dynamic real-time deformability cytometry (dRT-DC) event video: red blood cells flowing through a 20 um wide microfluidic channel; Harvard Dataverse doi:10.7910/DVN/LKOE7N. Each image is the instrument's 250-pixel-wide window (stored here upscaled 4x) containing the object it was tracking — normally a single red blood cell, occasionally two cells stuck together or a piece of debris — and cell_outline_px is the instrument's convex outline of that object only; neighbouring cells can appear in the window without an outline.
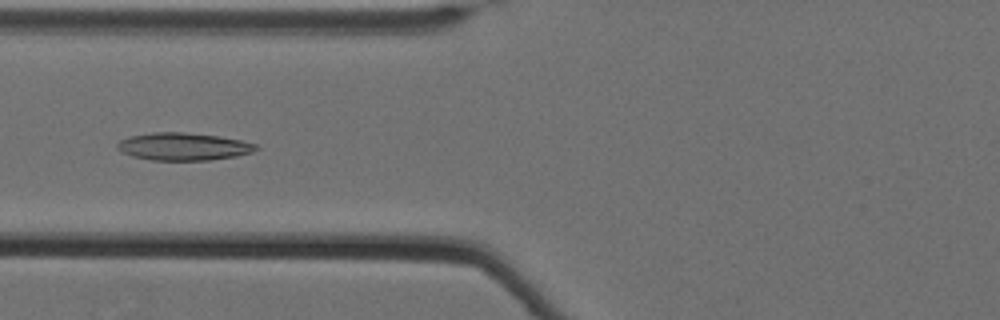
{"species": "Egyptian fruit bat (a non-hibernating species)", "species_latin": "Rousettus aegyptiacus", "temperature_condition": "cold", "stored_images_in_passage": 61, "camera_frame_rate_fps": 3000, "um_per_image_px": 0.085, "animal": {"sex": "female"}, "frame": {"image": 1, "passage_image": 28, "time_ms": 9.0, "image_size_px": [1000, 320], "cell_outline_px": [[260, 148], [252, 152], [236, 156], [208, 160], [152, 160], [132, 156], [120, 152], [116, 148], [116, 144], [120, 140], [128, 136], [152, 132], [184, 132], [216, 136], [240, 140], [256, 144]], "centroid_in_image_um": [15.54, 12.45], "position_along_channel_um": 110.3, "area_um2": 22.31}}
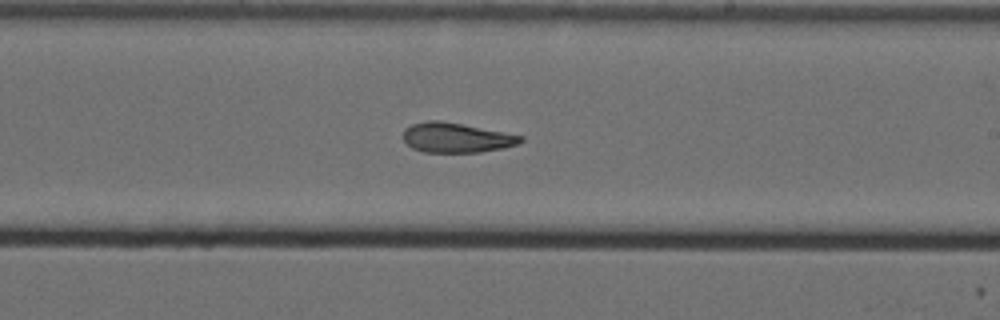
{"frame": {"image": 2, "passage_image": 40, "time_ms": 13.0, "image_size_px": [1000, 320], "cell_outline_px": [[524, 140], [520, 144], [480, 152], [424, 152], [412, 148], [404, 140], [404, 128], [412, 124], [428, 120], [440, 120], [524, 136]], "centroid_in_image_um": [38.78, 11.7], "position_along_channel_um": 250.2, "area_um2": 20.23}}
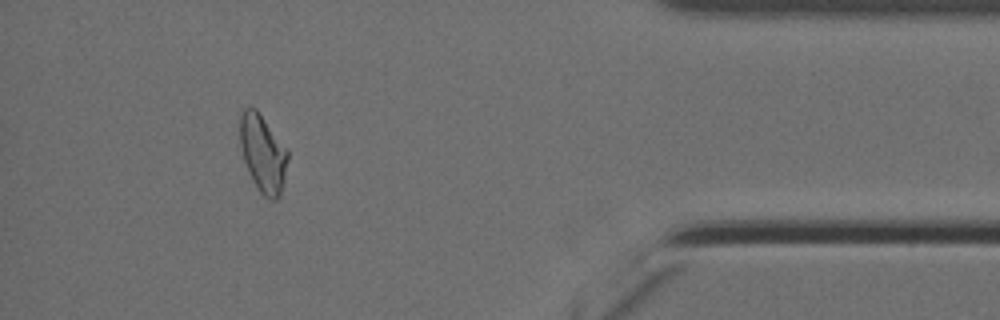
{"frame": {"image": 3, "passage_image": 57, "time_ms": 18.667, "image_size_px": [1000, 320], "cell_outline_px": [[288, 160], [284, 180], [280, 196], [276, 200], [268, 200], [260, 192], [252, 180], [244, 160], [240, 144], [240, 116], [244, 108], [256, 108], [288, 148]], "centroid_in_image_um": [22.37, 13.05], "position_along_channel_um": 412.8, "area_um2": 21.73}, "authors_computed_cell_mechanics": {"area_um2": 22.3108, "velocity_mm_per_s": 3.4837, "shape_relaxation_time_tau1_ms": 9.9898, "shape_relaxation_time_tau2_ms": 6.9642, "deformation_change_tau1": 0.2322, "deformation_change_tau2": 0.1236}}